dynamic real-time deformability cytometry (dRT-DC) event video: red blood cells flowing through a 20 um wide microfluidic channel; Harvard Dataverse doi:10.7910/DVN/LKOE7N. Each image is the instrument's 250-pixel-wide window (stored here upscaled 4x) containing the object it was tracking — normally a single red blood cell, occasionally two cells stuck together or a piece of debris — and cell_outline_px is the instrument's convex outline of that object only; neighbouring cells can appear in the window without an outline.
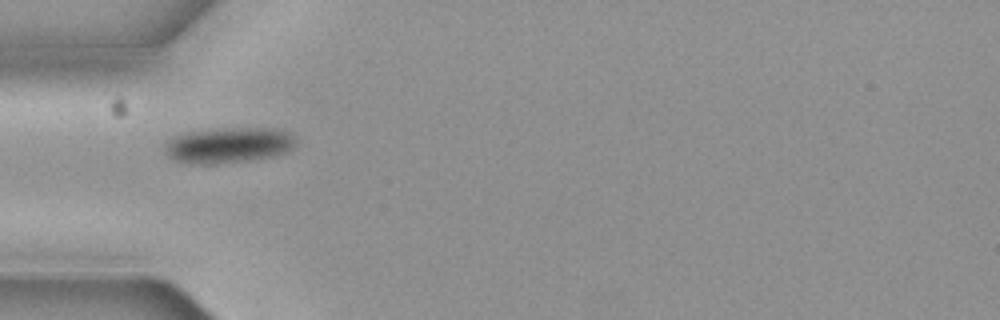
{"species": "common noctule bat (a hibernating species)", "species_latin": "Nyctalus noctula", "temperature_condition": "cold", "stored_images_in_passage": 1, "camera_frame_rate_fps": 3000, "um_per_image_px": 0.085, "animal": {"sex": "female", "body_mass_g": 19.3, "forearm_length_mm": 54.1}, "frame": {"image": 1, "passage_image": 1, "time_ms": 0.0, "image_size_px": [1000, 320], "cell_outline_px": [[296, 144], [288, 152], [276, 156], [248, 160], [212, 164], [200, 164], [176, 160], [168, 156], [164, 152], [164, 144], [172, 136], [188, 132], [216, 128], [276, 128], [292, 132], [296, 140]], "centroid_in_image_um": [19.46, 12.32], "position_along_channel_um": 65.5, "area_um2": 27.57}}